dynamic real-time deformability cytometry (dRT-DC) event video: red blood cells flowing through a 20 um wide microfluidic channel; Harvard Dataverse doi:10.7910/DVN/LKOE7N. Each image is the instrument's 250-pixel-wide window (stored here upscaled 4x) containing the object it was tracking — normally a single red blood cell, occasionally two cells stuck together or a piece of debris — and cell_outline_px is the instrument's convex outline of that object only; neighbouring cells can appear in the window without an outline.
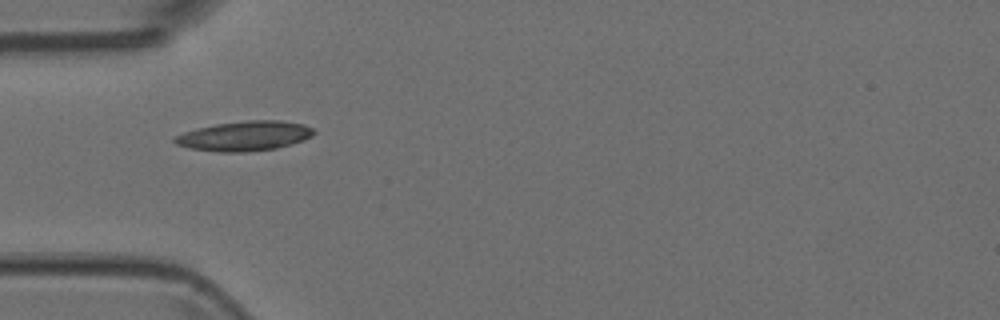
{"species": "Egyptian fruit bat (a non-hibernating species)", "species_latin": "Rousettus aegyptiacus", "temperature_condition": "room temperature", "stored_images_in_passage": 3, "camera_frame_rate_fps": 3000, "um_per_image_px": 0.085, "animal": {"sex": "female"}, "frame": {"image": 1, "passage_image": 1, "time_ms": 0.0, "image_size_px": [1000, 320], "cell_outline_px": [[316, 132], [312, 136], [304, 140], [276, 148], [248, 152], [220, 152], [192, 148], [176, 144], [172, 140], [176, 136], [184, 132], [196, 128], [216, 124], [248, 120], [280, 120], [304, 124], [312, 128]], "centroid_in_image_um": [20.81, 11.55], "position_along_channel_um": 64.2, "area_um2": 24.04}}
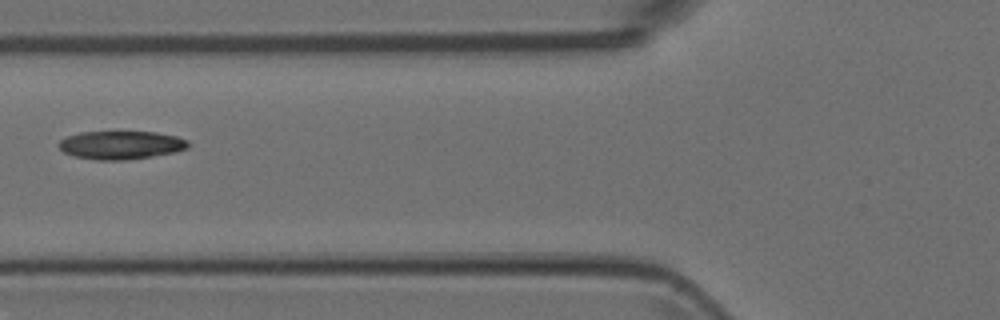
{"frame": {"image": 2, "passage_image": 2, "time_ms": 0.333, "image_size_px": [1000, 320], "cell_outline_px": [[188, 148], [176, 152], [152, 156], [124, 160], [96, 160], [72, 156], [64, 152], [56, 144], [60, 140], [68, 136], [80, 132], [156, 132], [176, 136], [188, 140]], "centroid_in_image_um": [10.26, 12.33], "position_along_channel_um": 115.5, "area_um2": 21.39}}
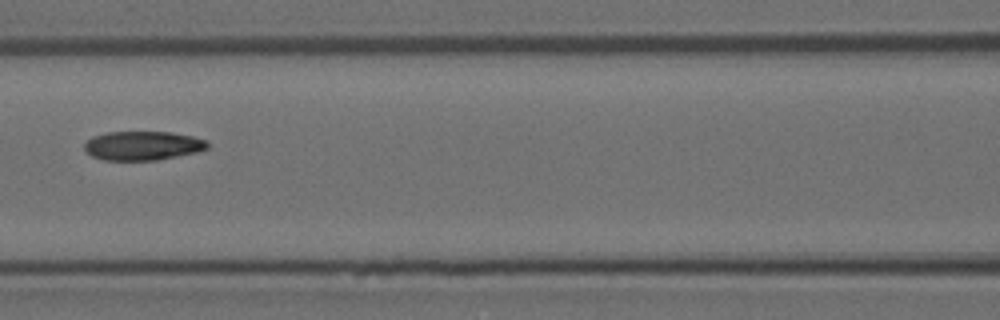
{"frame": {"image": 3, "passage_image": 3, "time_ms": 0.667, "image_size_px": [1000, 320], "cell_outline_px": [[208, 148], [196, 152], [156, 160], [104, 160], [92, 156], [84, 148], [84, 144], [92, 136], [104, 132], [172, 132], [192, 136], [208, 140]], "centroid_in_image_um": [12.13, 12.37], "position_along_channel_um": 154.5, "area_um2": 20.81}}